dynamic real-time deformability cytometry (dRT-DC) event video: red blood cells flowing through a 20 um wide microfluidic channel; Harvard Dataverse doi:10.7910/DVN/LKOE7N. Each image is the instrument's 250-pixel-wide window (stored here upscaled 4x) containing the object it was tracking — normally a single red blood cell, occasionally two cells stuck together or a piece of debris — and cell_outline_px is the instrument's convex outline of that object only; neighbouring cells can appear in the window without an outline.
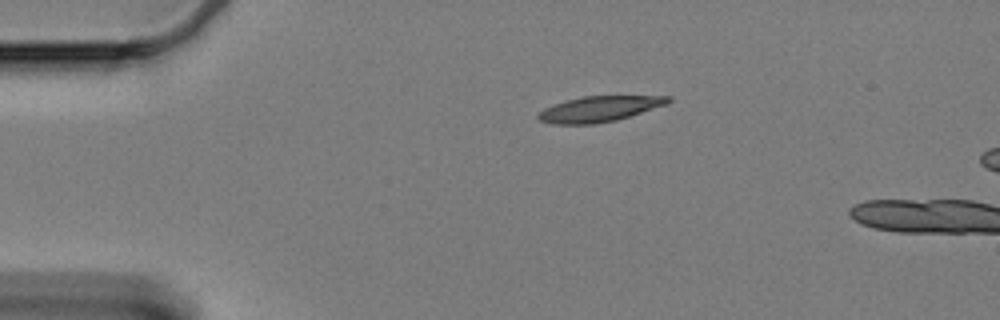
{"species": "Egyptian fruit bat (a non-hibernating species)", "species_latin": "Rousettus aegyptiacus", "temperature_condition": "cold", "stored_images_in_passage": 4, "camera_frame_rate_fps": 3000, "um_per_image_px": 0.085, "animal": {"sex": "female"}, "frame": {"image": 1, "passage_image": 1, "time_ms": 0.0, "image_size_px": [1000, 320], "cell_outline_px": [[672, 100], [668, 104], [616, 120], [592, 124], [552, 124], [540, 120], [536, 116], [544, 108], [552, 104], [564, 100], [584, 96], [672, 96]], "centroid_in_image_um": [50.93, 9.25], "position_along_channel_um": 34.1, "area_um2": 19.36}}